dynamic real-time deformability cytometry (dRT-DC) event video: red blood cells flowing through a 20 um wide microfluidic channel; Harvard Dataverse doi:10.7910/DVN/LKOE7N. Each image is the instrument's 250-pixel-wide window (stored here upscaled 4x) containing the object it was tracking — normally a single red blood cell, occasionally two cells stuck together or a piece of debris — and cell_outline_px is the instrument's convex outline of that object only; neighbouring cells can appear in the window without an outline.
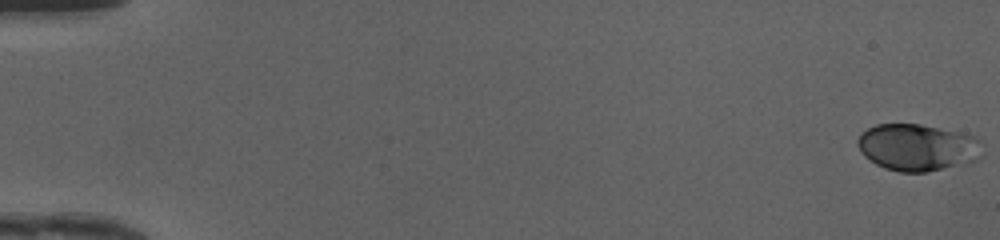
{"species": "human", "species_latin": "Homo sapiens", "temperature_condition": "cold", "stored_images_in_passage": 50, "camera_frame_rate_fps": 3000, "um_per_image_px": 0.085, "donor": {"sex": "female"}, "frame": {"image": 1, "passage_image": 1, "time_ms": 0.0, "image_size_px": [1000, 240], "cell_outline_px": [[984, 152], [976, 160], [964, 164], [928, 172], [900, 172], [884, 168], [876, 164], [864, 156], [856, 144], [856, 140], [868, 128], [876, 124], [920, 124], [960, 132], [976, 136], [980, 140]], "centroid_in_image_um": [78.01, 12.53], "position_along_channel_um": 7.0, "area_um2": 34.33}}
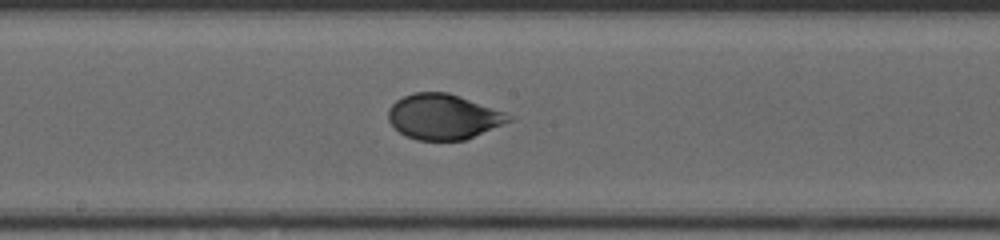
{"frame": {"image": 2, "passage_image": 28, "time_ms": 9.0, "image_size_px": [1000, 240], "cell_outline_px": [[512, 120], [504, 124], [464, 140], [416, 140], [400, 132], [388, 120], [388, 108], [396, 100], [404, 96], [416, 92], [448, 92], [504, 112], [512, 116]], "centroid_in_image_um": [37.67, 9.92], "position_along_channel_um": 210.5, "area_um2": 31.44}}
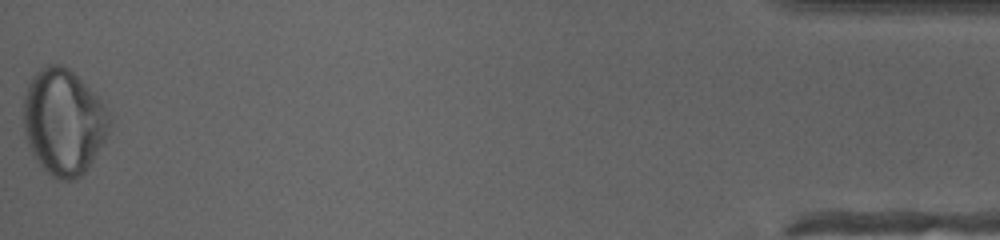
{"frame": {"image": 3, "passage_image": 50, "time_ms": 16.333, "image_size_px": [1000, 240], "cell_outline_px": [[112, 120], [108, 132], [104, 140], [92, 160], [84, 172], [80, 176], [72, 180], [60, 180], [52, 176], [40, 164], [32, 152], [28, 144], [24, 128], [24, 96], [28, 84], [32, 76], [44, 64], [60, 64], [68, 68], [104, 104], [112, 116]], "centroid_in_image_um": [5.4, 10.34], "position_along_channel_um": 429.8, "area_um2": 52.54}, "authors_computed_cell_mechanics": {"area_um2": 32.4547, "velocity_mm_per_s": 4.1831, "shape_relaxation_time_tau1_ms": 3.2898, "shape_relaxation_time_tau2_ms": null, "deformation_change_tau1": 0.1058, "deformation_change_tau2": null}}